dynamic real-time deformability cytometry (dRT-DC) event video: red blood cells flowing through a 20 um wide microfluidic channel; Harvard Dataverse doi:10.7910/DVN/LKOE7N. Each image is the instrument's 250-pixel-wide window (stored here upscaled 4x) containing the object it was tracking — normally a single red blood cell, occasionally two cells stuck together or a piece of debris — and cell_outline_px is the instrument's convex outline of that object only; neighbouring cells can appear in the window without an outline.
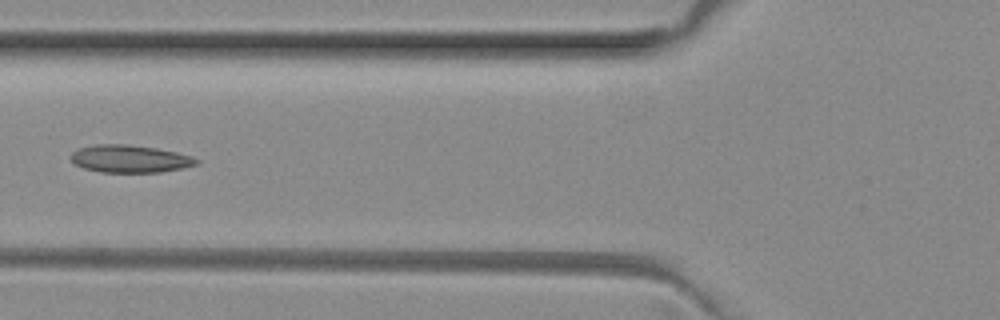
{"species": "common noctule bat (a hibernating species)", "species_latin": "Nyctalus noctula", "temperature_condition": "room temperature", "stored_images_in_passage": 7, "camera_frame_rate_fps": 3000, "um_per_image_px": 0.085, "animal": {"sex": "female", "body_mass_g": 29.2, "forearm_length_mm": 56.3}, "frame": {"image": 1, "passage_image": 6, "time_ms": 1.667, "image_size_px": [1000, 320], "cell_outline_px": [[200, 160], [196, 164], [184, 168], [160, 172], [100, 172], [84, 168], [76, 164], [72, 160], [72, 152], [80, 148], [96, 144], [128, 144], [156, 148], [176, 152], [192, 156]], "centroid_in_image_um": [11.07, 13.49], "position_along_channel_um": 114.7, "area_um2": 20.06}}
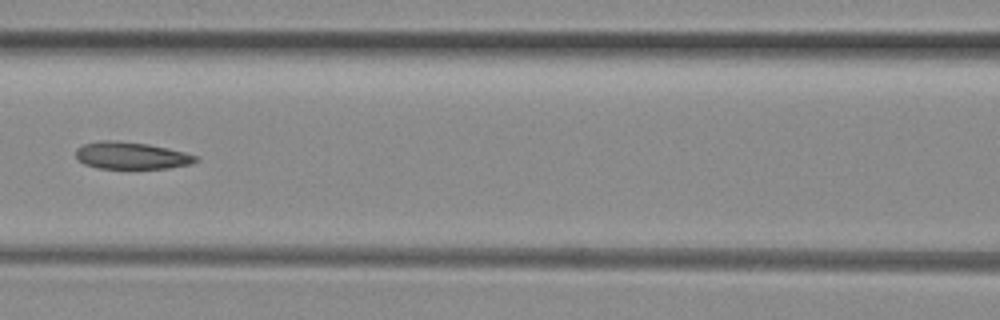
{"frame": {"image": 2, "passage_image": 7, "time_ms": 2.0, "image_size_px": [1000, 320], "cell_outline_px": [[200, 160], [192, 164], [168, 168], [96, 168], [84, 164], [76, 156], [76, 148], [84, 144], [100, 140], [116, 140], [148, 144], [168, 148], [184, 152], [196, 156]], "centroid_in_image_um": [11.16, 13.22], "position_along_channel_um": 155.4, "area_um2": 18.96}}